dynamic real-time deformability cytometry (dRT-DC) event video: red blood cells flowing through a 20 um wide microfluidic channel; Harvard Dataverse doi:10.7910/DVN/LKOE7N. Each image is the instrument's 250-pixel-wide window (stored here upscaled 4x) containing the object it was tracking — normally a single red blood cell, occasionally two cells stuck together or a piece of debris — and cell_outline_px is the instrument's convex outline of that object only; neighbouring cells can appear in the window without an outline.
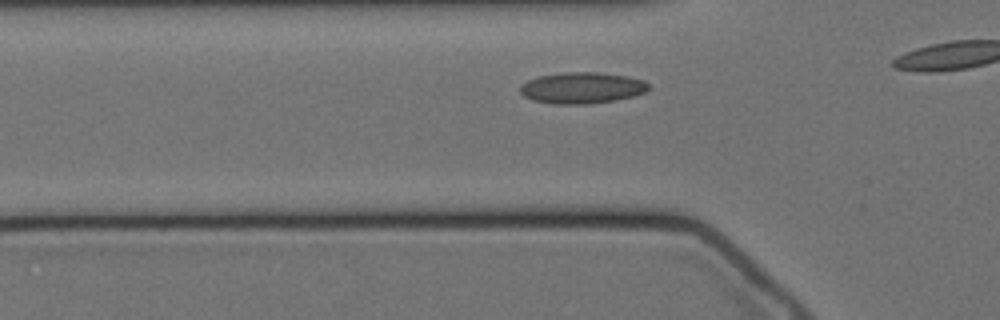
{"species": "Egyptian fruit bat (a non-hibernating species)", "species_latin": "Rousettus aegyptiacus", "temperature_condition": "cold", "stored_images_in_passage": 16, "camera_frame_rate_fps": 3000, "um_per_image_px": 0.085, "animal": {"sex": "female"}, "frame": {"image": 1, "passage_image": 7, "time_ms": 2.0, "image_size_px": [1000, 320], "cell_outline_px": [[648, 88], [644, 92], [632, 96], [616, 100], [584, 104], [552, 104], [532, 100], [524, 96], [520, 92], [520, 84], [528, 80], [540, 76], [564, 72], [596, 72], [628, 76], [644, 80], [648, 84]], "centroid_in_image_um": [49.44, 7.47], "position_along_channel_um": 76.4, "area_um2": 23.35}}
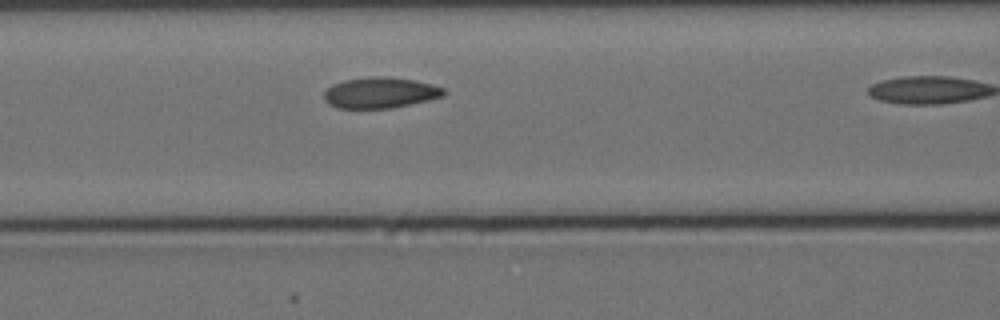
{"frame": {"image": 2, "passage_image": 12, "time_ms": 3.667, "image_size_px": [1000, 320], "cell_outline_px": [[444, 96], [428, 100], [392, 108], [336, 108], [328, 104], [324, 100], [324, 92], [332, 84], [344, 80], [368, 76], [388, 76], [412, 80], [432, 84], [444, 88]], "centroid_in_image_um": [32.28, 7.87], "position_along_channel_um": 134.3, "area_um2": 21.62}}